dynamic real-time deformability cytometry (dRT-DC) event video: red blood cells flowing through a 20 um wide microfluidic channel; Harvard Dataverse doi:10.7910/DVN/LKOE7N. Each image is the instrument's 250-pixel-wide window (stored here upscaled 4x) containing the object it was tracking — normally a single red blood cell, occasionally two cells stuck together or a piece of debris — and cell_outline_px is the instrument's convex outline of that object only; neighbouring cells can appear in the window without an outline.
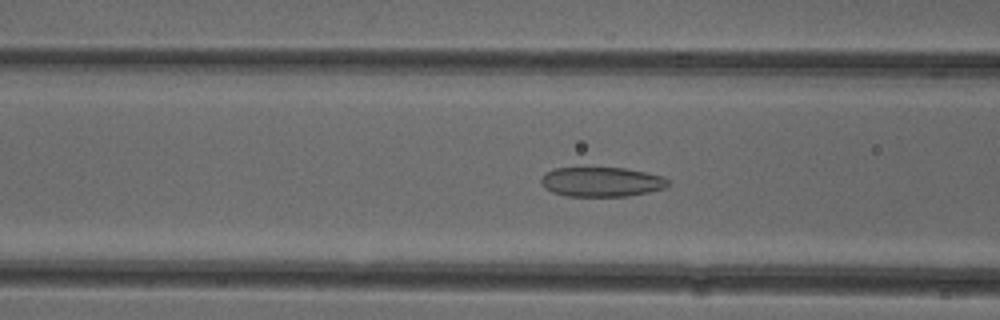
{"species": "common noctule bat (a hibernating species)", "species_latin": "Nyctalus noctula", "temperature_condition": "cold", "stored_images_in_passage": 51, "camera_frame_rate_fps": 3000, "um_per_image_px": 0.085, "animal": {"sex": "female"}, "frame": {"image": 1, "passage_image": 19, "time_ms": 6.0, "image_size_px": [1000, 320], "cell_outline_px": [[672, 184], [664, 188], [648, 192], [628, 196], [568, 196], [552, 192], [544, 188], [540, 184], [540, 180], [544, 172], [556, 168], [624, 168], [664, 176]], "centroid_in_image_um": [51.12, 15.46], "position_along_channel_um": 115.5, "area_um2": 22.02}}
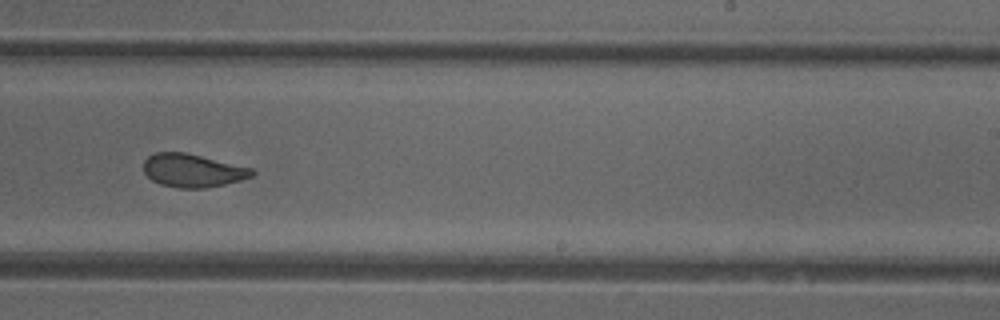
{"frame": {"image": 2, "passage_image": 31, "time_ms": 10.0, "image_size_px": [1000, 320], "cell_outline_px": [[256, 172], [252, 176], [240, 180], [224, 184], [204, 188], [180, 188], [160, 184], [152, 180], [144, 172], [144, 160], [148, 156], [156, 152], [184, 152], [252, 168]], "centroid_in_image_um": [16.36, 14.49], "position_along_channel_um": 272.6, "area_um2": 20.81}}
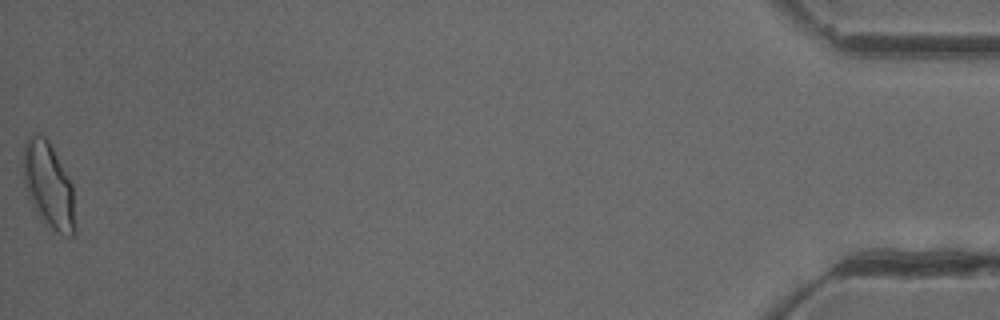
{"frame": {"image": 3, "passage_image": 51, "time_ms": 16.667, "image_size_px": [1000, 320], "cell_outline_px": [[72, 236], [64, 236], [52, 232], [40, 220], [28, 200], [24, 188], [20, 164], [24, 140], [28, 136], [44, 136], [48, 140], [72, 184]], "centroid_in_image_um": [4.0, 15.74], "position_along_channel_um": 431.2, "area_um2": 26.24}, "authors_computed_cell_mechanics": {"area_um2": 22.3108, "velocity_mm_per_s": 3.9291, "shape_relaxation_time_tau1_ms": 7.8207, "shape_relaxation_time_tau2_ms": 1.6121, "deformation_change_tau1": 0.1555, "deformation_change_tau2": 0.0839}}